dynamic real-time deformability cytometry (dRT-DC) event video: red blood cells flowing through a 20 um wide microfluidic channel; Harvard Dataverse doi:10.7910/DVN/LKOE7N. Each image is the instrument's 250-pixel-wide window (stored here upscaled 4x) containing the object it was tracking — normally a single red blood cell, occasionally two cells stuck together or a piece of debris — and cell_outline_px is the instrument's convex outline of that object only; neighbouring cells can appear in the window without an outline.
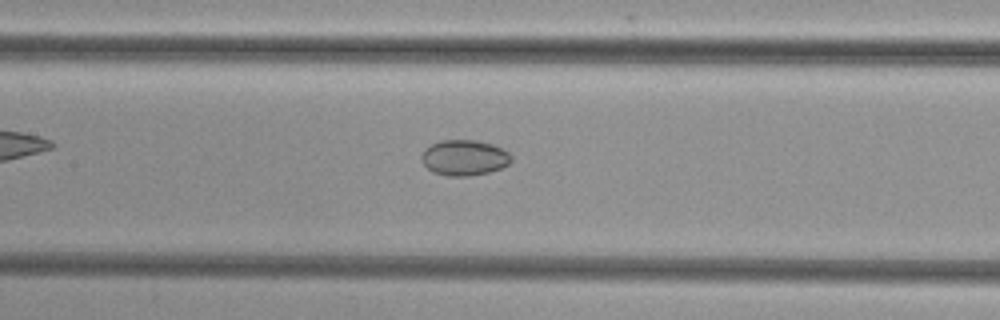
{"species": "common noctule bat (a hibernating species)", "species_latin": "Nyctalus noctula", "temperature_condition": "cold", "stored_images_in_passage": 35, "camera_frame_rate_fps": 3000, "um_per_image_px": 0.085, "animal": {"sex": "female", "body_mass_g": 29.2, "forearm_length_mm": 56.3}, "frame": {"image": 1, "passage_image": 15, "time_ms": 4.667, "image_size_px": [1000, 320], "cell_outline_px": [[512, 160], [508, 164], [500, 168], [488, 172], [468, 176], [448, 176], [432, 172], [420, 160], [420, 156], [424, 148], [440, 140], [476, 140], [492, 144], [508, 152], [512, 156]], "centroid_in_image_um": [39.43, 13.4], "position_along_channel_um": 168.0, "area_um2": 18.67}}
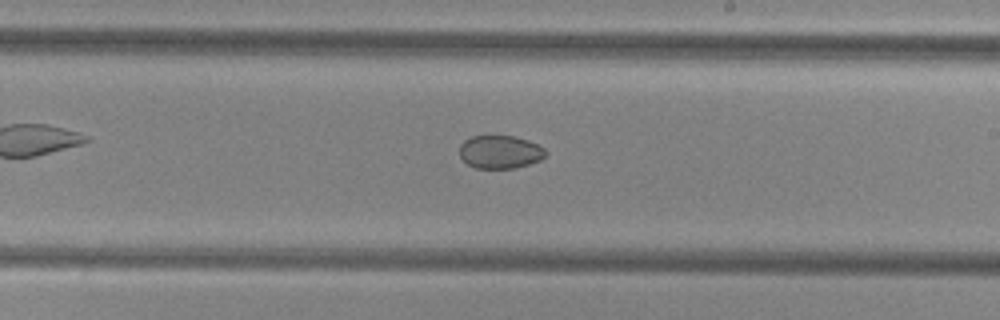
{"frame": {"image": 2, "passage_image": 21, "time_ms": 6.667, "image_size_px": [1000, 320], "cell_outline_px": [[548, 152], [540, 160], [516, 168], [476, 168], [468, 164], [460, 156], [460, 144], [464, 140], [472, 136], [512, 136], [528, 140], [544, 148]], "centroid_in_image_um": [42.5, 12.91], "position_along_channel_um": 246.5, "area_um2": 16.53}}
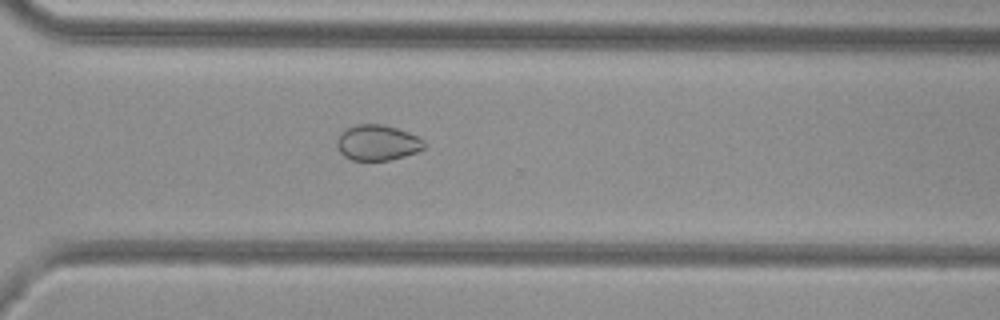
{"frame": {"image": 3, "passage_image": 28, "time_ms": 9.0, "image_size_px": [1000, 320], "cell_outline_px": [[428, 144], [424, 148], [416, 152], [404, 156], [388, 160], [352, 160], [344, 156], [340, 152], [336, 144], [336, 140], [340, 132], [356, 124], [380, 124], [396, 128], [408, 132], [424, 140]], "centroid_in_image_um": [32.07, 12.12], "position_along_channel_um": 338.5, "area_um2": 18.09}}